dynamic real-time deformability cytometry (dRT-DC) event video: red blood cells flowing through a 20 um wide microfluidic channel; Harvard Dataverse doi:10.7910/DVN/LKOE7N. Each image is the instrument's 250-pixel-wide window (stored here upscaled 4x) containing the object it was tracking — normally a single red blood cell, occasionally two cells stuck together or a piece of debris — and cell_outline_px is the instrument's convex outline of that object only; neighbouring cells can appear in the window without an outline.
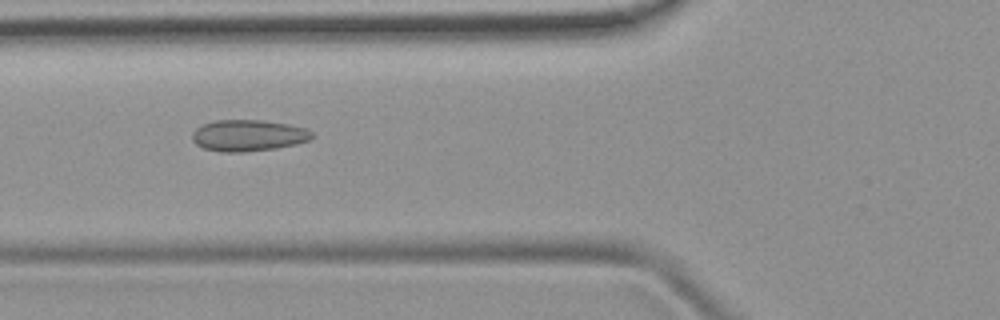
{"species": "common noctule bat (a hibernating species)", "species_latin": "Nyctalus noctula", "temperature_condition": "room temperature", "stored_images_in_passage": 7, "camera_frame_rate_fps": 3000, "um_per_image_px": 0.085, "animal": {"sex": "female", "body_mass_g": 19.9}, "frame": {"image": 1, "passage_image": 5, "time_ms": 4.667, "image_size_px": [1000, 320], "cell_outline_px": [[316, 136], [308, 140], [296, 144], [276, 148], [244, 152], [220, 152], [204, 148], [196, 144], [192, 140], [192, 132], [196, 128], [204, 124], [216, 120], [260, 120], [288, 124], [304, 128], [312, 132]], "centroid_in_image_um": [21.09, 11.52], "position_along_channel_um": 104.7, "area_um2": 21.91}}
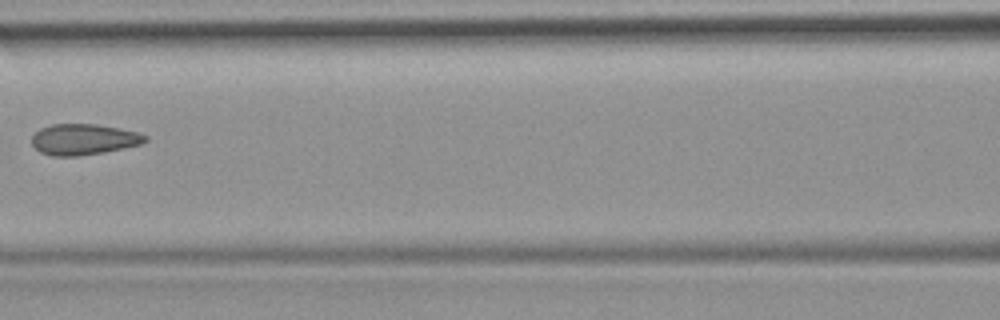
{"frame": {"image": 2, "passage_image": 6, "time_ms": 6.0, "image_size_px": [1000, 320], "cell_outline_px": [[148, 140], [140, 144], [104, 152], [80, 156], [52, 156], [40, 152], [32, 144], [32, 136], [40, 128], [52, 124], [96, 124], [120, 128], [140, 132], [148, 136]], "centroid_in_image_um": [7.12, 11.84], "position_along_channel_um": 159.5, "area_um2": 20.52}}
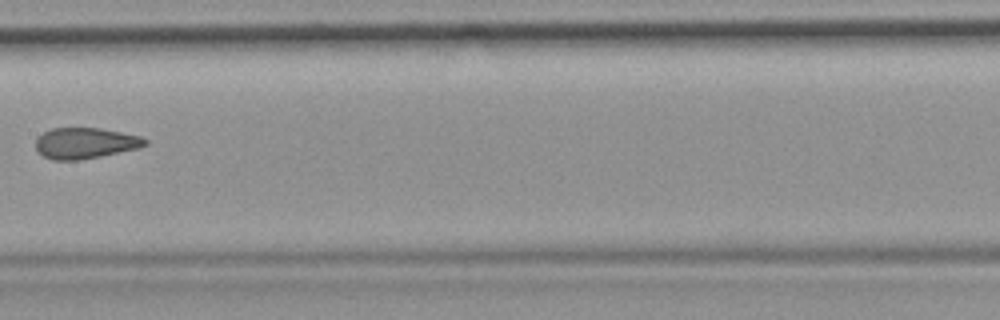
{"frame": {"image": 3, "passage_image": 7, "time_ms": 7.0, "image_size_px": [1000, 320], "cell_outline_px": [[148, 144], [140, 148], [80, 160], [52, 160], [44, 156], [36, 148], [36, 140], [44, 132], [52, 128], [100, 128], [140, 136], [148, 140]], "centroid_in_image_um": [7.27, 12.17], "position_along_channel_um": 200.1, "area_um2": 19.59}}